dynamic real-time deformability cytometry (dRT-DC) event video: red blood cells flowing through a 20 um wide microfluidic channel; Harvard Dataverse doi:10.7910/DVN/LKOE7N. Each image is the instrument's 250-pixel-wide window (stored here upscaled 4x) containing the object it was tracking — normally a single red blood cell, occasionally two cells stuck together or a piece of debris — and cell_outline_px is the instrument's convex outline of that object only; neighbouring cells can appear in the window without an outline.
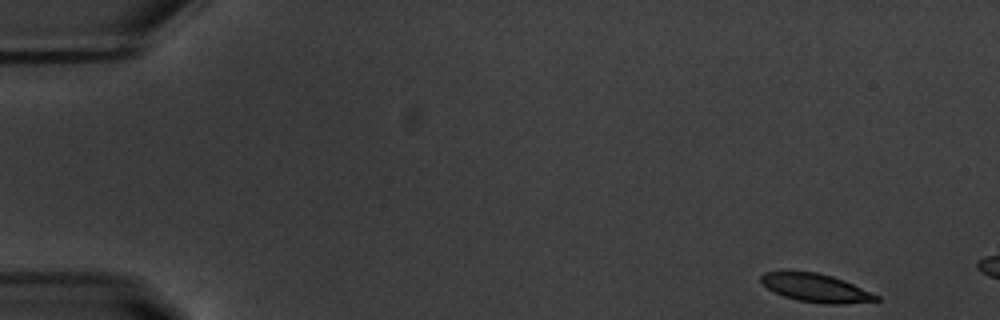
{"species": "common noctule bat (a hibernating species)", "species_latin": "Nyctalus noctula", "temperature_condition": "warm", "stored_images_in_passage": 6, "camera_frame_rate_fps": 3000, "um_per_image_px": 0.085, "animal": {"sex": "male", "body_mass_g": 20.1, "forearm_length_mm": 53.5}, "frame": {"image": 1, "passage_image": 1, "time_ms": 0.0, "image_size_px": [1000, 320], "cell_outline_px": [[880, 300], [844, 304], [824, 304], [800, 300], [784, 296], [768, 288], [760, 280], [760, 276], [764, 272], [780, 268], [788, 268], [816, 272], [832, 276], [844, 280], [880, 296]], "centroid_in_image_um": [69.28, 24.41], "position_along_channel_um": 15.7, "area_um2": 19.54}}